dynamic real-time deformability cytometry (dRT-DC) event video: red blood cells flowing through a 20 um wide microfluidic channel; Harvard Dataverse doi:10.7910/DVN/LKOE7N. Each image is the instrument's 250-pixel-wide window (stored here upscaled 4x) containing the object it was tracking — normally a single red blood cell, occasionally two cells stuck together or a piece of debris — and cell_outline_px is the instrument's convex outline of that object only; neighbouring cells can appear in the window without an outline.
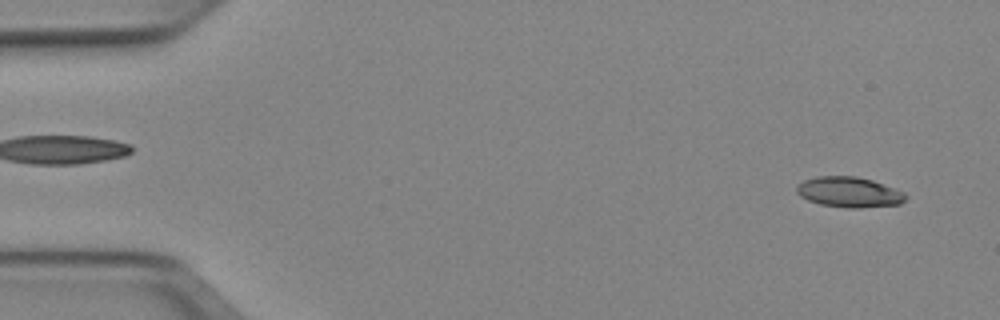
{"species": "Egyptian fruit bat (a non-hibernating species)", "species_latin": "Rousettus aegyptiacus", "temperature_condition": "cold", "stored_images_in_passage": 51, "camera_frame_rate_fps": 3000, "um_per_image_px": 0.085, "animal": {"sex": "female"}, "frame": {"image": 1, "passage_image": 3, "time_ms": 0.667, "image_size_px": [1000, 320], "cell_outline_px": [[908, 196], [900, 204], [860, 208], [848, 208], [820, 204], [808, 200], [800, 196], [796, 192], [796, 184], [804, 180], [816, 176], [856, 176], [872, 180], [904, 192]], "centroid_in_image_um": [72.15, 16.33], "position_along_channel_um": 12.9, "area_um2": 19.36}}
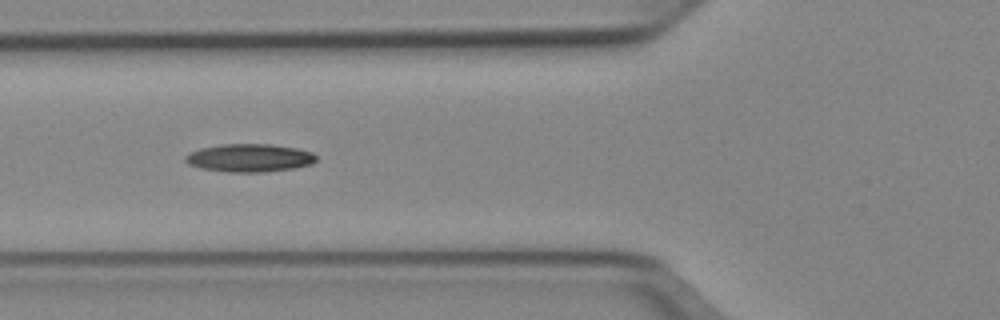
{"frame": {"image": 2, "passage_image": 19, "time_ms": 6.0, "image_size_px": [1000, 320], "cell_outline_px": [[316, 160], [312, 164], [296, 168], [264, 172], [228, 172], [200, 168], [188, 164], [184, 160], [184, 156], [188, 152], [200, 148], [220, 144], [272, 144], [296, 148], [312, 152], [316, 156]], "centroid_in_image_um": [21.18, 13.42], "position_along_channel_um": 104.6, "area_um2": 21.62}}
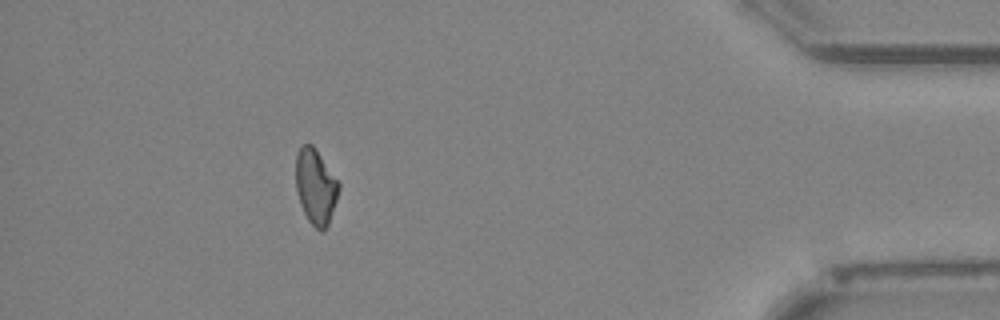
{"frame": {"image": 3, "passage_image": 46, "time_ms": 15.0, "image_size_px": [1000, 320], "cell_outline_px": [[340, 188], [328, 224], [324, 232], [320, 232], [308, 220], [300, 204], [296, 188], [296, 152], [300, 144], [312, 144], [316, 148], [340, 184]], "centroid_in_image_um": [26.82, 15.83], "position_along_channel_um": 408.4, "area_um2": 18.9}, "authors_computed_cell_mechanics": {"area_um2": 19.4786, "velocity_mm_per_s": 3.9486, "shape_relaxation_time_tau1_ms": 8.5634, "shape_relaxation_time_tau2_ms": null, "deformation_change_tau1": 0.1889, "deformation_change_tau2": null}}